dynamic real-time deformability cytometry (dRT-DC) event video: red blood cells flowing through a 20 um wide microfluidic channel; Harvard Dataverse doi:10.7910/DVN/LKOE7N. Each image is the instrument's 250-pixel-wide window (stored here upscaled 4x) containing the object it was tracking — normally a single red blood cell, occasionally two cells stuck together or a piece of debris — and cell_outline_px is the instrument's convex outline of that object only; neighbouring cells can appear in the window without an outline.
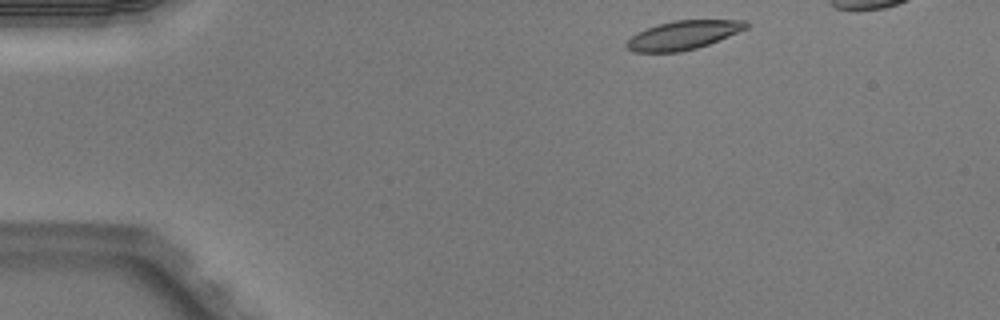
{"species": "Egyptian fruit bat (a non-hibernating species)", "species_latin": "Rousettus aegyptiacus", "temperature_condition": "warm", "stored_images_in_passage": 38, "camera_frame_rate_fps": 3000, "um_per_image_px": 0.085, "animal": {"sex": "male"}, "frame": {"image": 1, "passage_image": 1, "time_ms": 0.0, "image_size_px": [1000, 320], "cell_outline_px": [[748, 28], [708, 44], [696, 48], [680, 52], [632, 52], [624, 44], [632, 36], [656, 24], [676, 20], [748, 20]], "centroid_in_image_um": [58.08, 2.98], "position_along_channel_um": 26.9, "area_um2": 19.88}}
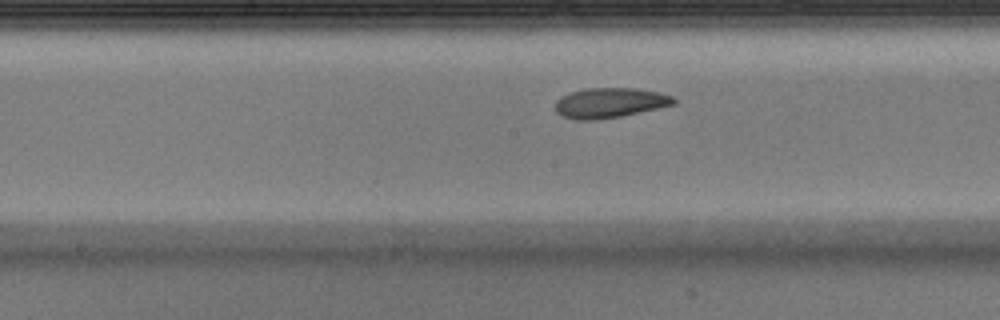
{"frame": {"image": 2, "passage_image": 19, "time_ms": 6.0, "image_size_px": [1000, 320], "cell_outline_px": [[676, 104], [620, 116], [600, 120], [576, 120], [560, 116], [556, 112], [556, 100], [560, 96], [572, 92], [588, 88], [636, 88], [660, 92], [672, 96], [676, 100]], "centroid_in_image_um": [51.82, 8.74], "position_along_channel_um": 196.4, "area_um2": 20.81}}
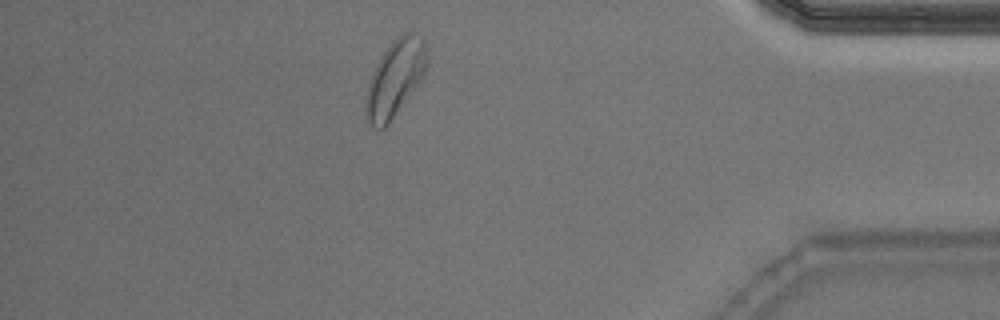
{"frame": {"image": 3, "passage_image": 37, "time_ms": 12.0, "image_size_px": [1000, 320], "cell_outline_px": [[428, 64], [420, 80], [388, 124], [384, 128], [380, 128], [364, 120], [364, 96], [372, 72], [376, 64], [392, 40], [400, 32], [416, 32], [424, 40], [428, 56]], "centroid_in_image_um": [33.56, 6.62], "position_along_channel_um": 401.6, "area_um2": 27.34}}